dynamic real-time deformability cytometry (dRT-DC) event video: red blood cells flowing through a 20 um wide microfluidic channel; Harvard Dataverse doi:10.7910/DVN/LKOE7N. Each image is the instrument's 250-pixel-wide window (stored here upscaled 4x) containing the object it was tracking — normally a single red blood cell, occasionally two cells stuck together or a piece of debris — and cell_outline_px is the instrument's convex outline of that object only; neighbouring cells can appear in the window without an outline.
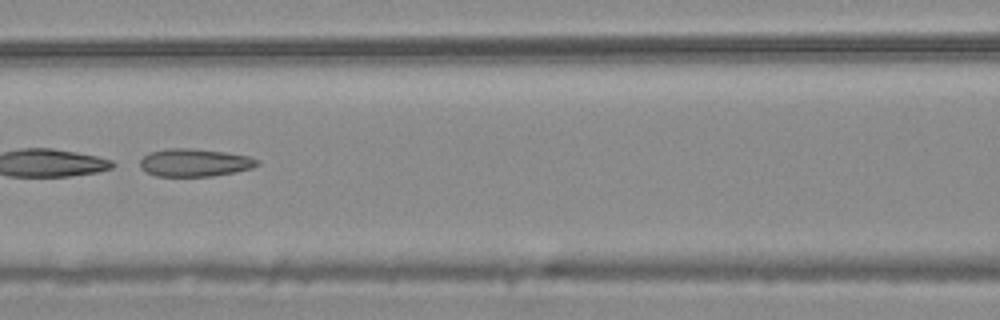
{"species": "common noctule bat (a hibernating species)", "species_latin": "Nyctalus noctula", "temperature_condition": "warm", "stored_images_in_passage": 52, "camera_frame_rate_fps": 3000, "um_per_image_px": 0.085, "animal": {"sex": "male", "body_mass_g": 20.4}, "frame": {"image": 1, "passage_image": 23, "time_ms": 7.333, "image_size_px": [1000, 320], "cell_outline_px": [[260, 164], [252, 168], [236, 172], [212, 176], [156, 176], [144, 172], [140, 168], [140, 160], [148, 152], [168, 148], [192, 148], [224, 152], [248, 156], [260, 160]], "centroid_in_image_um": [16.53, 13.82], "position_along_channel_um": 150.1, "area_um2": 19.19}}